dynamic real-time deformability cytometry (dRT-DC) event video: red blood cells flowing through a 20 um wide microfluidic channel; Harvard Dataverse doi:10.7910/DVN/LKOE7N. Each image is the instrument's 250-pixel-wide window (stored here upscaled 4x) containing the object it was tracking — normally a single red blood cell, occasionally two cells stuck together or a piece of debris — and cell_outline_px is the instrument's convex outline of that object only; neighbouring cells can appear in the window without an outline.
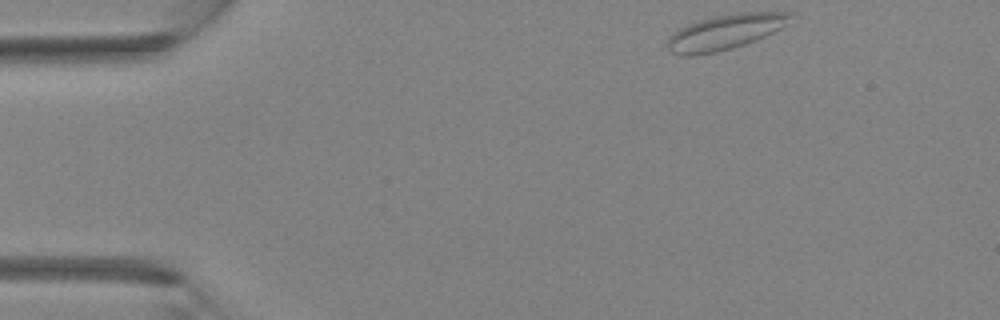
{"species": "Egyptian fruit bat (a non-hibernating species)", "species_latin": "Rousettus aegyptiacus", "temperature_condition": "room temperature", "stored_images_in_passage": 4, "camera_frame_rate_fps": 3000, "um_per_image_px": 0.085, "animal": {"sex": "female"}, "frame": {"image": 1, "passage_image": 1, "time_ms": 0.0, "image_size_px": [1000, 320], "cell_outline_px": [[796, 12], [792, 24], [756, 40], [732, 48], [716, 52], [692, 56], [684, 56], [672, 52], [668, 48], [668, 36], [680, 28], [688, 24], [712, 16], [740, 12]], "centroid_in_image_um": [61.74, 2.7], "position_along_channel_um": 23.3, "area_um2": 25.55}}
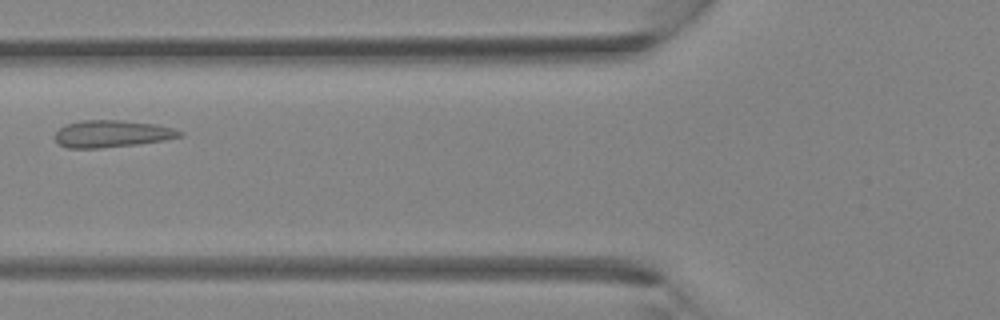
{"frame": {"image": 2, "passage_image": 4, "time_ms": 3.333, "image_size_px": [1000, 320], "cell_outline_px": [[184, 136], [164, 140], [136, 144], [100, 148], [68, 148], [60, 144], [52, 136], [64, 124], [80, 120], [124, 120], [156, 124], [172, 128], [184, 132]], "centroid_in_image_um": [9.5, 11.36], "position_along_channel_um": 116.3, "area_um2": 19.83}}